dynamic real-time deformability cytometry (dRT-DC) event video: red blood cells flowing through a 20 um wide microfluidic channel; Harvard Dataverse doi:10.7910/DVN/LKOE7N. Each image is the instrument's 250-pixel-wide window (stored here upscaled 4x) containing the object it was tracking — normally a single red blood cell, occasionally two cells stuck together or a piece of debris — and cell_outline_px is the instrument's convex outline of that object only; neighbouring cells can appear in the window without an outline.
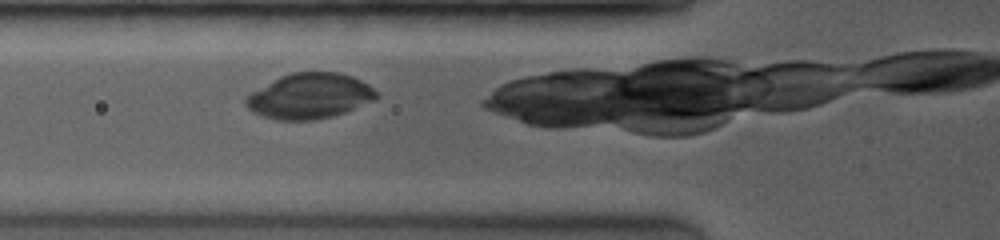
{"species": "common noctule bat (a hibernating species)", "species_latin": "Nyctalus noctula", "temperature_condition": "room temperature", "stored_images_in_passage": 7, "camera_frame_rate_fps": 3500, "um_per_image_px": 0.085, "animal": {"sex": "female", "body_mass_g": 19.0, "forearm_length_mm": 53.3}, "frame": {"image": 1, "passage_image": 2, "time_ms": 0.571, "image_size_px": [1000, 240], "cell_outline_px": [[380, 96], [376, 100], [344, 112], [332, 116], [316, 120], [276, 120], [252, 112], [244, 104], [244, 100], [252, 92], [280, 76], [292, 72], [336, 72], [352, 76], [368, 84]], "centroid_in_image_um": [26.32, 8.17], "position_along_channel_um": 99.5, "area_um2": 34.45}}